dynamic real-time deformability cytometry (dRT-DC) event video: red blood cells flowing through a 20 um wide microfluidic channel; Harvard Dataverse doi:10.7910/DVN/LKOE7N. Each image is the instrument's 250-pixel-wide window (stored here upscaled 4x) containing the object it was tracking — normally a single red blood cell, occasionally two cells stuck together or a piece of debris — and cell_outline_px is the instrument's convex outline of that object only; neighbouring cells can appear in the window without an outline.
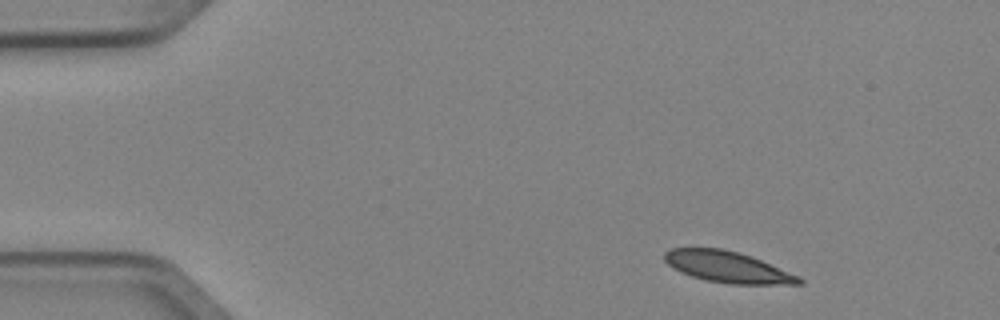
{"species": "Egyptian fruit bat (a non-hibernating species)", "species_latin": "Rousettus aegyptiacus", "temperature_condition": "cold", "stored_images_in_passage": 4, "camera_frame_rate_fps": 3000, "um_per_image_px": 0.085, "animal": {"sex": "female"}, "frame": {"image": 1, "passage_image": 1, "time_ms": 0.0, "image_size_px": [1000, 320], "cell_outline_px": [[804, 284], [728, 284], [704, 280], [680, 272], [668, 264], [664, 260], [664, 252], [668, 248], [724, 248], [752, 256], [800, 276], [804, 280]], "centroid_in_image_um": [61.85, 22.69], "position_along_channel_um": 23.1, "area_um2": 24.68}}
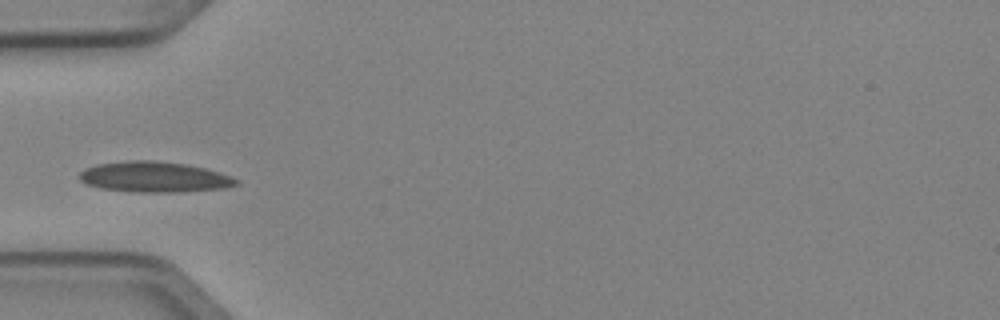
{"frame": {"image": 2, "passage_image": 4, "time_ms": 1.0, "image_size_px": [1000, 320], "cell_outline_px": [[240, 184], [224, 188], [184, 192], [132, 192], [100, 188], [84, 184], [76, 176], [84, 168], [96, 164], [128, 160], [156, 160], [184, 164], [204, 168], [232, 176], [240, 180]], "centroid_in_image_um": [13.08, 15.05], "position_along_channel_um": 71.9, "area_um2": 28.38}}